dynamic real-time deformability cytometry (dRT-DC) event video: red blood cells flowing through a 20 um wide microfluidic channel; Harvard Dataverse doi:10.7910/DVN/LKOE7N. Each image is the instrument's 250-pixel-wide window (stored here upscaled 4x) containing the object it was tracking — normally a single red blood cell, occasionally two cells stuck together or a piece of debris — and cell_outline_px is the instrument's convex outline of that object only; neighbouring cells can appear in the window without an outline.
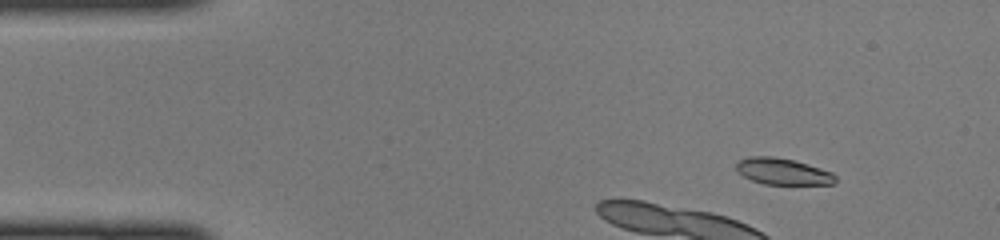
{"species": "common noctule bat (a hibernating species)", "species_latin": "Nyctalus noctula", "temperature_condition": "cold", "stored_images_in_passage": 10, "camera_frame_rate_fps": 3000, "um_per_image_px": 0.085, "animal": {"sex": "female", "body_mass_g": 22.0, "forearm_length_mm": 56.7}, "frame": {"image": 1, "passage_image": 5, "time_ms": 1.333, "image_size_px": [1000, 240], "cell_outline_px": [[836, 184], [764, 184], [752, 180], [744, 176], [736, 168], [736, 164], [740, 160], [748, 156], [772, 156], [796, 160], [832, 172], [836, 176]], "centroid_in_image_um": [66.57, 14.57], "position_along_channel_um": 18.4, "area_um2": 15.26}}